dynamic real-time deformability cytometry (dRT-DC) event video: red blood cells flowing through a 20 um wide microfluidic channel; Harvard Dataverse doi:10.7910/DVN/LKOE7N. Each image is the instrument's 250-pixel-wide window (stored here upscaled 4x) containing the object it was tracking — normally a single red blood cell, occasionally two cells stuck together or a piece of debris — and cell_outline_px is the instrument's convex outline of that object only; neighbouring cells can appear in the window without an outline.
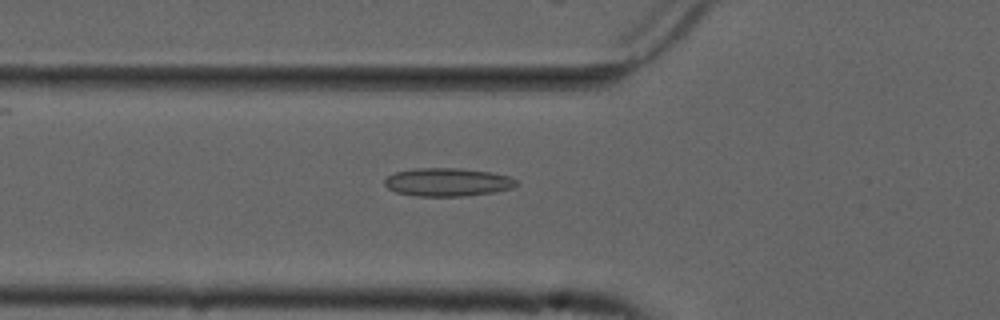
{"species": "common noctule bat (a hibernating species)", "species_latin": "Nyctalus noctula", "temperature_condition": "cold", "stored_images_in_passage": 54, "camera_frame_rate_fps": 3000, "um_per_image_px": 0.085, "animal": {"sex": "male", "forearm_length_mm": 52.5}, "frame": {"image": 1, "passage_image": 19, "time_ms": 6.0, "image_size_px": [1000, 320], "cell_outline_px": [[516, 184], [512, 188], [496, 192], [468, 196], [416, 196], [396, 192], [388, 188], [384, 184], [384, 180], [388, 176], [396, 172], [416, 168], [460, 168], [492, 172], [508, 176], [516, 180]], "centroid_in_image_um": [38.05, 15.48], "position_along_channel_um": 87.8, "area_um2": 21.73}}
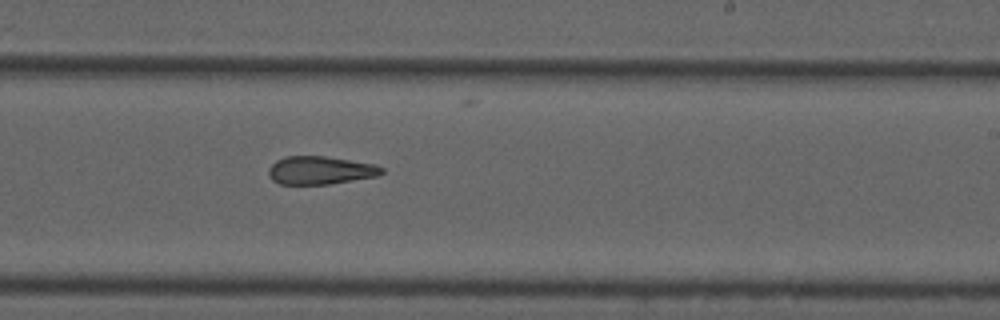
{"frame": {"image": 2, "passage_image": 33, "time_ms": 10.667, "image_size_px": [1000, 320], "cell_outline_px": [[384, 172], [376, 176], [328, 184], [280, 184], [272, 180], [268, 172], [268, 168], [276, 160], [284, 156], [324, 156], [376, 164], [384, 168]], "centroid_in_image_um": [27.21, 14.47], "position_along_channel_um": 261.8, "area_um2": 18.5}}
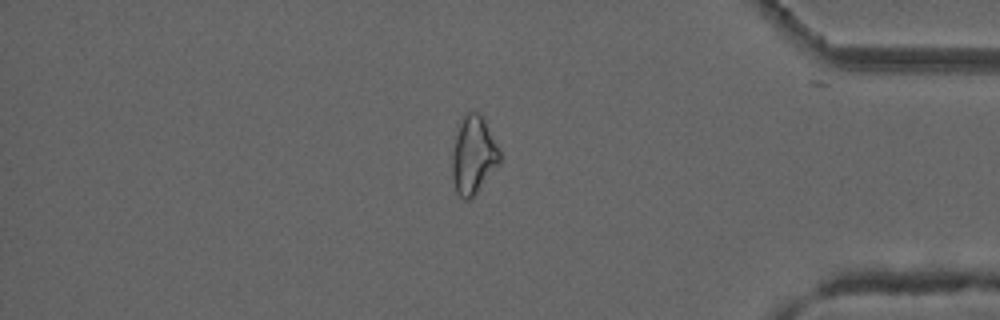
{"frame": {"image": 3, "passage_image": 46, "time_ms": 15.0, "image_size_px": [1000, 320], "cell_outline_px": [[500, 164], [476, 192], [468, 200], [464, 200], [456, 192], [452, 176], [452, 152], [456, 136], [460, 124], [464, 116], [468, 112], [480, 112], [484, 116], [500, 152]], "centroid_in_image_um": [40.25, 13.18], "position_along_channel_um": 395.0, "area_um2": 21.44}, "authors_computed_cell_mechanics": {"area_um2": 20.7502, "velocity_mm_per_s": 3.7297, "shape_relaxation_time_tau1_ms": null, "shape_relaxation_time_tau2_ms": 3.0221, "deformation_change_tau1": null, "deformation_change_tau2": 0.1265}}